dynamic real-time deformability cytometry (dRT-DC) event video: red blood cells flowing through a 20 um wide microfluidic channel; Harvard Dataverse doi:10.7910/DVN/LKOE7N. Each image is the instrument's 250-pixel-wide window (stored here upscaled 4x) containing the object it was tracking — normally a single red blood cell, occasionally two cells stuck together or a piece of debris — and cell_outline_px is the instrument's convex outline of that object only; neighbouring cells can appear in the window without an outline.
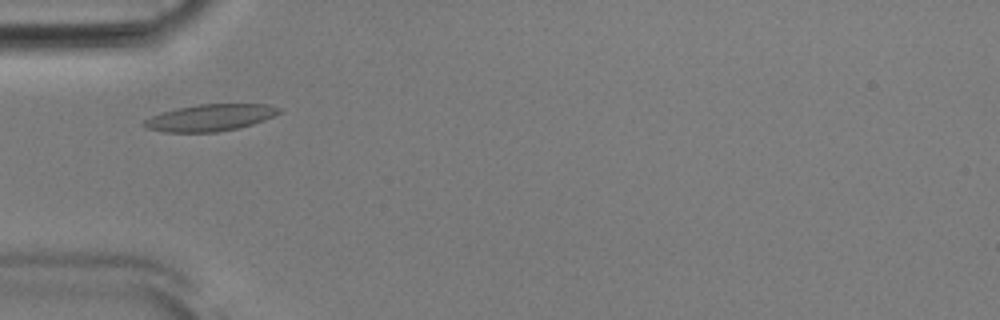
{"species": "Egyptian fruit bat (a non-hibernating species)", "species_latin": "Rousettus aegyptiacus", "temperature_condition": "room temperature", "stored_images_in_passage": 45, "camera_frame_rate_fps": 3000, "um_per_image_px": 0.085, "animal": {"sex": "male"}, "frame": {"image": 1, "passage_image": 9, "time_ms": 2.667, "image_size_px": [1000, 320], "cell_outline_px": [[280, 112], [264, 120], [252, 124], [236, 128], [216, 132], [164, 132], [148, 128], [140, 124], [144, 120], [152, 116], [176, 108], [200, 104], [268, 104], [280, 108]], "centroid_in_image_um": [17.84, 10.0], "position_along_channel_um": 67.2, "area_um2": 20.81}}
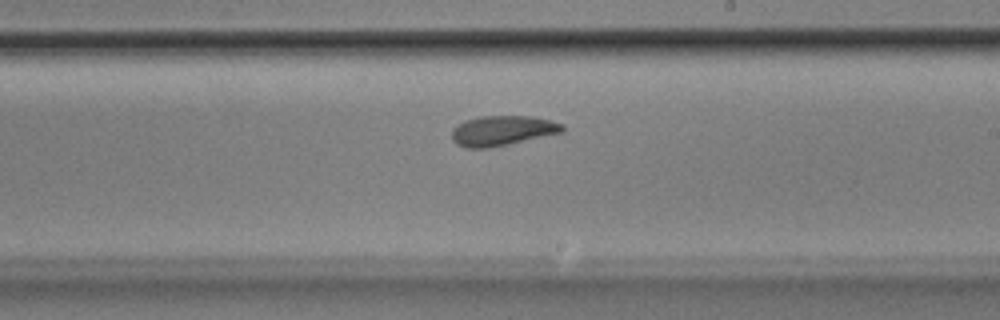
{"frame": {"image": 2, "passage_image": 23, "time_ms": 7.333, "image_size_px": [1000, 320], "cell_outline_px": [[564, 132], [508, 144], [488, 148], [464, 148], [456, 144], [452, 140], [452, 128], [464, 120], [480, 116], [532, 116], [564, 124]], "centroid_in_image_um": [42.67, 11.1], "position_along_channel_um": 246.3, "area_um2": 19.42}}
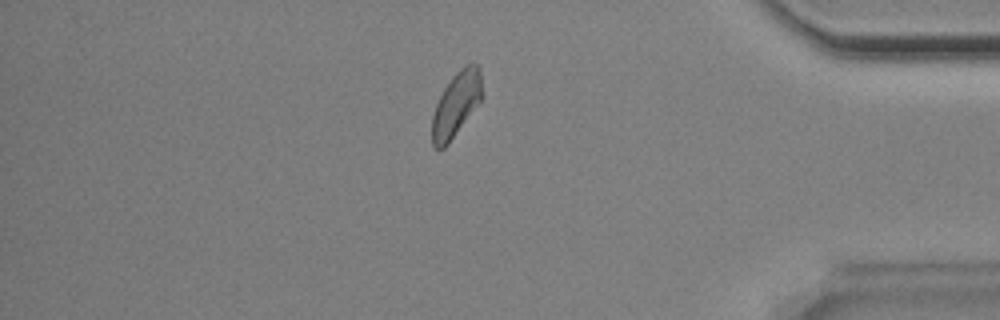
{"frame": {"image": 3, "passage_image": 37, "time_ms": 12.0, "image_size_px": [1000, 320], "cell_outline_px": [[484, 96], [448, 144], [444, 148], [436, 148], [432, 144], [432, 116], [436, 104], [444, 88], [452, 76], [464, 64], [472, 60], [480, 68]], "centroid_in_image_um": [38.81, 8.8], "position_along_channel_um": 396.4, "area_um2": 19.02}, "authors_computed_cell_mechanics": {"area_um2": 19.363, "velocity_mm_per_s": 3.8585, "shape_relaxation_time_tau1_ms": 5.1322, "shape_relaxation_time_tau2_ms": 3.7328, "deformation_change_tau1": 0.1392, "deformation_change_tau2": 0.1065}}